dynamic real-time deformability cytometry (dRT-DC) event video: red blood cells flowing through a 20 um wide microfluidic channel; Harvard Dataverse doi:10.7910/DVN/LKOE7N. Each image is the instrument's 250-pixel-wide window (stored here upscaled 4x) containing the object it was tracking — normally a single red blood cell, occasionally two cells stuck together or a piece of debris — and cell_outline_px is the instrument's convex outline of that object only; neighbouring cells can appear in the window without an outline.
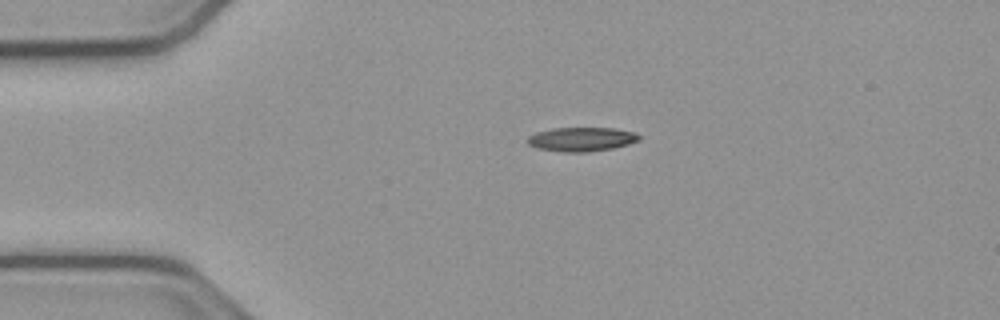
{"species": "common noctule bat (a hibernating species)", "species_latin": "Nyctalus noctula", "temperature_condition": "cold", "stored_images_in_passage": 43, "camera_frame_rate_fps": 3000, "um_per_image_px": 0.085, "animal": {"sex": "male", "body_mass_g": 23.1, "forearm_length_mm": 52.7}, "frame": {"image": 1, "passage_image": 1, "time_ms": 0.0, "image_size_px": [1000, 320], "cell_outline_px": [[640, 140], [628, 144], [612, 148], [588, 152], [564, 152], [536, 148], [528, 144], [524, 140], [528, 136], [536, 132], [552, 128], [612, 128], [636, 132], [640, 136]], "centroid_in_image_um": [49.39, 11.83], "position_along_channel_um": 35.6, "area_um2": 15.78}}
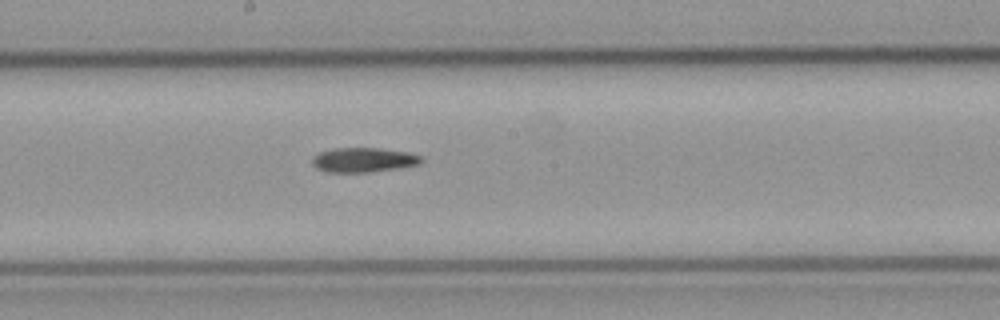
{"frame": {"image": 2, "passage_image": 18, "time_ms": 5.667, "image_size_px": [1000, 320], "cell_outline_px": [[424, 160], [420, 164], [400, 168], [372, 172], [324, 172], [316, 168], [312, 164], [312, 156], [320, 152], [332, 148], [380, 148], [408, 152], [420, 156]], "centroid_in_image_um": [30.88, 13.6], "position_along_channel_um": 217.3, "area_um2": 15.84}}
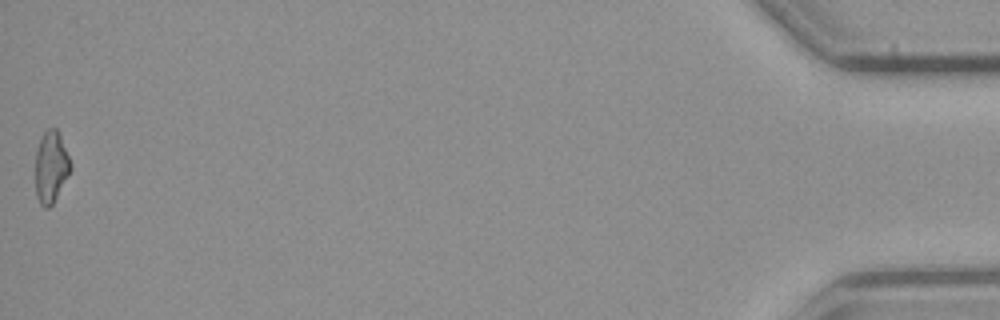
{"frame": {"image": 3, "passage_image": 43, "time_ms": 14.0, "image_size_px": [1000, 320], "cell_outline_px": [[72, 168], [52, 204], [48, 208], [44, 208], [40, 204], [36, 196], [36, 152], [40, 140], [44, 132], [48, 128], [56, 128], [60, 136], [72, 164]], "centroid_in_image_um": [4.33, 14.2], "position_along_channel_um": 430.9, "area_um2": 14.45}}